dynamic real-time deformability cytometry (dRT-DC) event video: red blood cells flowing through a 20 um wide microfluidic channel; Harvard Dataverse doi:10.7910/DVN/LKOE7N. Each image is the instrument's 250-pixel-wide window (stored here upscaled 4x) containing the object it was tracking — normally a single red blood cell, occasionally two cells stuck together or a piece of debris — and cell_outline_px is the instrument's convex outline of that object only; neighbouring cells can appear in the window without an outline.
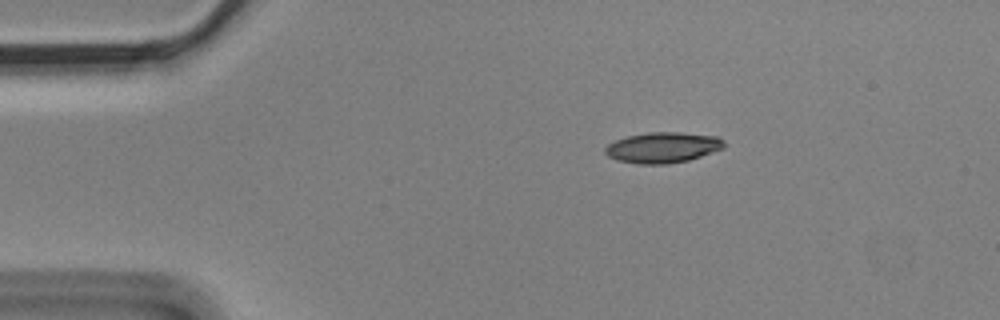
{"species": "Egyptian fruit bat (a non-hibernating species)", "species_latin": "Rousettus aegyptiacus", "temperature_condition": "cold", "stored_images_in_passage": 5, "camera_frame_rate_fps": 3000, "um_per_image_px": 0.085, "animal": {"sex": "male"}, "frame": {"image": 1, "passage_image": 1, "time_ms": 0.0, "image_size_px": [1000, 320], "cell_outline_px": [[724, 148], [688, 160], [668, 164], [636, 164], [616, 160], [608, 156], [604, 152], [604, 148], [608, 144], [616, 140], [628, 136], [648, 132], [680, 132], [716, 136], [724, 140]], "centroid_in_image_um": [56.31, 12.54], "position_along_channel_um": 28.7, "area_um2": 21.27}}
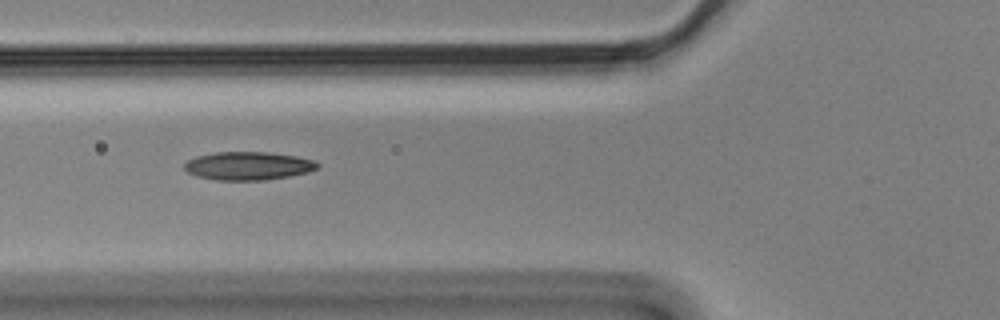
{"frame": {"image": 2, "passage_image": 4, "time_ms": 1.0, "image_size_px": [1000, 320], "cell_outline_px": [[320, 164], [316, 168], [308, 172], [288, 176], [264, 180], [216, 180], [196, 176], [188, 172], [184, 168], [184, 164], [188, 160], [196, 156], [216, 152], [264, 152], [296, 156], [312, 160]], "centroid_in_image_um": [21.06, 14.1], "position_along_channel_um": 104.7, "area_um2": 21.73}}
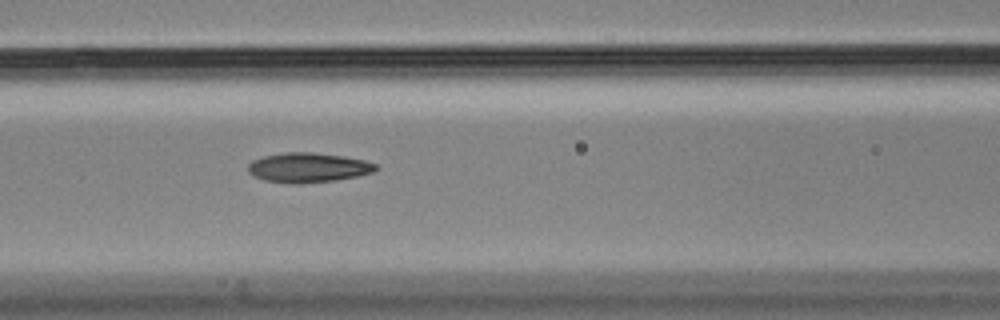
{"frame": {"image": 3, "passage_image": 5, "time_ms": 1.333, "image_size_px": [1000, 320], "cell_outline_px": [[376, 168], [372, 172], [356, 176], [336, 180], [296, 184], [264, 180], [248, 172], [248, 164], [252, 160], [264, 156], [284, 152], [312, 152], [344, 156], [364, 160], [376, 164]], "centroid_in_image_um": [26.16, 14.23], "position_along_channel_um": 140.4, "area_um2": 21.91}}